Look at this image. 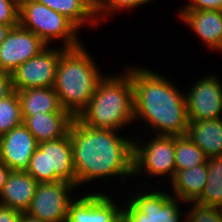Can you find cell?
Wrapping results in <instances>:
<instances>
[{"label":"cell","mask_w":222,"mask_h":222,"mask_svg":"<svg viewBox=\"0 0 222 222\" xmlns=\"http://www.w3.org/2000/svg\"><path fill=\"white\" fill-rule=\"evenodd\" d=\"M121 132L86 126L75 117L69 135L77 188L86 185V192H93L88 184L96 180H101L104 186L109 179L117 178L124 185L133 178L134 134L122 136Z\"/></svg>","instance_id":"1"},{"label":"cell","mask_w":222,"mask_h":222,"mask_svg":"<svg viewBox=\"0 0 222 222\" xmlns=\"http://www.w3.org/2000/svg\"><path fill=\"white\" fill-rule=\"evenodd\" d=\"M140 66L125 67L132 79L135 123L144 122L143 130H150V135H186L189 120L185 93L168 76Z\"/></svg>","instance_id":"2"},{"label":"cell","mask_w":222,"mask_h":222,"mask_svg":"<svg viewBox=\"0 0 222 222\" xmlns=\"http://www.w3.org/2000/svg\"><path fill=\"white\" fill-rule=\"evenodd\" d=\"M76 118L86 126L116 131L133 124L131 75L125 69L119 74H106L98 82L90 102Z\"/></svg>","instance_id":"3"},{"label":"cell","mask_w":222,"mask_h":222,"mask_svg":"<svg viewBox=\"0 0 222 222\" xmlns=\"http://www.w3.org/2000/svg\"><path fill=\"white\" fill-rule=\"evenodd\" d=\"M85 46L66 49L56 70L54 90L62 108L74 117L87 106L98 82L106 75Z\"/></svg>","instance_id":"4"},{"label":"cell","mask_w":222,"mask_h":222,"mask_svg":"<svg viewBox=\"0 0 222 222\" xmlns=\"http://www.w3.org/2000/svg\"><path fill=\"white\" fill-rule=\"evenodd\" d=\"M144 181L146 180L141 181L144 185L140 183V187L138 184L133 187L132 184V188L128 185L129 188L124 187L127 190L120 193L123 194L122 212L127 222H185L184 205L186 203L179 198L172 197L165 187L159 188L156 183L155 187L151 184L149 186ZM161 188H164L165 191ZM182 204H184L183 207Z\"/></svg>","instance_id":"5"},{"label":"cell","mask_w":222,"mask_h":222,"mask_svg":"<svg viewBox=\"0 0 222 222\" xmlns=\"http://www.w3.org/2000/svg\"><path fill=\"white\" fill-rule=\"evenodd\" d=\"M19 24L37 35L47 46L57 40L62 41L61 47L66 49L83 44L81 34H78L81 30L65 16L36 0H20Z\"/></svg>","instance_id":"6"},{"label":"cell","mask_w":222,"mask_h":222,"mask_svg":"<svg viewBox=\"0 0 222 222\" xmlns=\"http://www.w3.org/2000/svg\"><path fill=\"white\" fill-rule=\"evenodd\" d=\"M137 132L139 131H136L133 139V179L129 185L131 186L136 178H144L143 176L157 179L159 187L163 186L160 185L163 179L166 180L165 183H169L175 175V136H150L148 133L147 138L145 135L141 136V139Z\"/></svg>","instance_id":"7"},{"label":"cell","mask_w":222,"mask_h":222,"mask_svg":"<svg viewBox=\"0 0 222 222\" xmlns=\"http://www.w3.org/2000/svg\"><path fill=\"white\" fill-rule=\"evenodd\" d=\"M26 172L38 183L66 181L76 186L69 133L54 141L38 143Z\"/></svg>","instance_id":"8"},{"label":"cell","mask_w":222,"mask_h":222,"mask_svg":"<svg viewBox=\"0 0 222 222\" xmlns=\"http://www.w3.org/2000/svg\"><path fill=\"white\" fill-rule=\"evenodd\" d=\"M76 190L66 181L39 183L26 213L46 222H66L68 205L79 193Z\"/></svg>","instance_id":"9"},{"label":"cell","mask_w":222,"mask_h":222,"mask_svg":"<svg viewBox=\"0 0 222 222\" xmlns=\"http://www.w3.org/2000/svg\"><path fill=\"white\" fill-rule=\"evenodd\" d=\"M83 191L69 203L66 222H112L122 213V195L113 198L107 191Z\"/></svg>","instance_id":"10"},{"label":"cell","mask_w":222,"mask_h":222,"mask_svg":"<svg viewBox=\"0 0 222 222\" xmlns=\"http://www.w3.org/2000/svg\"><path fill=\"white\" fill-rule=\"evenodd\" d=\"M217 75L206 73L184 90L189 121L222 118V81Z\"/></svg>","instance_id":"11"},{"label":"cell","mask_w":222,"mask_h":222,"mask_svg":"<svg viewBox=\"0 0 222 222\" xmlns=\"http://www.w3.org/2000/svg\"><path fill=\"white\" fill-rule=\"evenodd\" d=\"M53 46L55 47L53 48ZM53 46H47L37 56L20 64L11 73L15 91L36 87H54L60 55L66 48Z\"/></svg>","instance_id":"12"},{"label":"cell","mask_w":222,"mask_h":222,"mask_svg":"<svg viewBox=\"0 0 222 222\" xmlns=\"http://www.w3.org/2000/svg\"><path fill=\"white\" fill-rule=\"evenodd\" d=\"M46 47L37 35L20 24L12 27L0 45V71L12 73Z\"/></svg>","instance_id":"13"},{"label":"cell","mask_w":222,"mask_h":222,"mask_svg":"<svg viewBox=\"0 0 222 222\" xmlns=\"http://www.w3.org/2000/svg\"><path fill=\"white\" fill-rule=\"evenodd\" d=\"M37 148V140L23 123L0 136V160L13 171H26Z\"/></svg>","instance_id":"14"},{"label":"cell","mask_w":222,"mask_h":222,"mask_svg":"<svg viewBox=\"0 0 222 222\" xmlns=\"http://www.w3.org/2000/svg\"><path fill=\"white\" fill-rule=\"evenodd\" d=\"M177 15L190 31L202 40L206 48L217 53L222 48V11L220 10H179Z\"/></svg>","instance_id":"15"},{"label":"cell","mask_w":222,"mask_h":222,"mask_svg":"<svg viewBox=\"0 0 222 222\" xmlns=\"http://www.w3.org/2000/svg\"><path fill=\"white\" fill-rule=\"evenodd\" d=\"M38 184L26 171L11 170L3 187L0 205L10 207L20 213H26L30 208Z\"/></svg>","instance_id":"16"},{"label":"cell","mask_w":222,"mask_h":222,"mask_svg":"<svg viewBox=\"0 0 222 222\" xmlns=\"http://www.w3.org/2000/svg\"><path fill=\"white\" fill-rule=\"evenodd\" d=\"M22 119L37 142L41 143L66 136L75 117L70 112H50L22 116Z\"/></svg>","instance_id":"17"},{"label":"cell","mask_w":222,"mask_h":222,"mask_svg":"<svg viewBox=\"0 0 222 222\" xmlns=\"http://www.w3.org/2000/svg\"><path fill=\"white\" fill-rule=\"evenodd\" d=\"M208 177L207 163L175 173L166 186L172 197L179 198L184 203L195 202L202 194ZM171 188V189H169Z\"/></svg>","instance_id":"18"},{"label":"cell","mask_w":222,"mask_h":222,"mask_svg":"<svg viewBox=\"0 0 222 222\" xmlns=\"http://www.w3.org/2000/svg\"><path fill=\"white\" fill-rule=\"evenodd\" d=\"M186 135L207 156H222V118L189 121Z\"/></svg>","instance_id":"19"},{"label":"cell","mask_w":222,"mask_h":222,"mask_svg":"<svg viewBox=\"0 0 222 222\" xmlns=\"http://www.w3.org/2000/svg\"><path fill=\"white\" fill-rule=\"evenodd\" d=\"M21 103V116L50 112H69L62 108L54 87H36L17 91Z\"/></svg>","instance_id":"20"},{"label":"cell","mask_w":222,"mask_h":222,"mask_svg":"<svg viewBox=\"0 0 222 222\" xmlns=\"http://www.w3.org/2000/svg\"><path fill=\"white\" fill-rule=\"evenodd\" d=\"M70 20L79 30L87 25L97 29L96 14L83 0H36Z\"/></svg>","instance_id":"21"},{"label":"cell","mask_w":222,"mask_h":222,"mask_svg":"<svg viewBox=\"0 0 222 222\" xmlns=\"http://www.w3.org/2000/svg\"><path fill=\"white\" fill-rule=\"evenodd\" d=\"M207 166V184L195 202L222 209V156L207 159Z\"/></svg>","instance_id":"22"},{"label":"cell","mask_w":222,"mask_h":222,"mask_svg":"<svg viewBox=\"0 0 222 222\" xmlns=\"http://www.w3.org/2000/svg\"><path fill=\"white\" fill-rule=\"evenodd\" d=\"M206 154L187 135L175 136V173L207 163Z\"/></svg>","instance_id":"23"},{"label":"cell","mask_w":222,"mask_h":222,"mask_svg":"<svg viewBox=\"0 0 222 222\" xmlns=\"http://www.w3.org/2000/svg\"><path fill=\"white\" fill-rule=\"evenodd\" d=\"M23 123L17 91L0 100V136Z\"/></svg>","instance_id":"24"},{"label":"cell","mask_w":222,"mask_h":222,"mask_svg":"<svg viewBox=\"0 0 222 222\" xmlns=\"http://www.w3.org/2000/svg\"><path fill=\"white\" fill-rule=\"evenodd\" d=\"M152 1L154 2L155 0H106L104 5L95 13L96 19L99 25L102 23L105 24L106 21H111L110 18L118 12H128L131 9L135 10L136 8L141 6L143 7L146 4L148 6V4L152 3Z\"/></svg>","instance_id":"25"},{"label":"cell","mask_w":222,"mask_h":222,"mask_svg":"<svg viewBox=\"0 0 222 222\" xmlns=\"http://www.w3.org/2000/svg\"><path fill=\"white\" fill-rule=\"evenodd\" d=\"M187 203L185 208H189L185 214V222H222V209L197 202Z\"/></svg>","instance_id":"26"},{"label":"cell","mask_w":222,"mask_h":222,"mask_svg":"<svg viewBox=\"0 0 222 222\" xmlns=\"http://www.w3.org/2000/svg\"><path fill=\"white\" fill-rule=\"evenodd\" d=\"M20 0H0V24L19 25Z\"/></svg>","instance_id":"27"},{"label":"cell","mask_w":222,"mask_h":222,"mask_svg":"<svg viewBox=\"0 0 222 222\" xmlns=\"http://www.w3.org/2000/svg\"><path fill=\"white\" fill-rule=\"evenodd\" d=\"M188 2V3H187ZM185 0L178 10H220L222 11V0Z\"/></svg>","instance_id":"28"},{"label":"cell","mask_w":222,"mask_h":222,"mask_svg":"<svg viewBox=\"0 0 222 222\" xmlns=\"http://www.w3.org/2000/svg\"><path fill=\"white\" fill-rule=\"evenodd\" d=\"M13 91L11 73L0 71V100L10 95Z\"/></svg>","instance_id":"29"},{"label":"cell","mask_w":222,"mask_h":222,"mask_svg":"<svg viewBox=\"0 0 222 222\" xmlns=\"http://www.w3.org/2000/svg\"><path fill=\"white\" fill-rule=\"evenodd\" d=\"M22 213L0 205V222H20Z\"/></svg>","instance_id":"30"},{"label":"cell","mask_w":222,"mask_h":222,"mask_svg":"<svg viewBox=\"0 0 222 222\" xmlns=\"http://www.w3.org/2000/svg\"><path fill=\"white\" fill-rule=\"evenodd\" d=\"M11 170L0 160V199L7 176Z\"/></svg>","instance_id":"31"},{"label":"cell","mask_w":222,"mask_h":222,"mask_svg":"<svg viewBox=\"0 0 222 222\" xmlns=\"http://www.w3.org/2000/svg\"><path fill=\"white\" fill-rule=\"evenodd\" d=\"M90 9L96 13L105 3L106 0H83Z\"/></svg>","instance_id":"32"},{"label":"cell","mask_w":222,"mask_h":222,"mask_svg":"<svg viewBox=\"0 0 222 222\" xmlns=\"http://www.w3.org/2000/svg\"><path fill=\"white\" fill-rule=\"evenodd\" d=\"M11 28H12L11 25L0 24V45L5 40Z\"/></svg>","instance_id":"33"},{"label":"cell","mask_w":222,"mask_h":222,"mask_svg":"<svg viewBox=\"0 0 222 222\" xmlns=\"http://www.w3.org/2000/svg\"><path fill=\"white\" fill-rule=\"evenodd\" d=\"M20 222H46V221L35 218L27 213H22Z\"/></svg>","instance_id":"34"},{"label":"cell","mask_w":222,"mask_h":222,"mask_svg":"<svg viewBox=\"0 0 222 222\" xmlns=\"http://www.w3.org/2000/svg\"><path fill=\"white\" fill-rule=\"evenodd\" d=\"M112 222H127L125 215L123 212Z\"/></svg>","instance_id":"35"}]
</instances>
